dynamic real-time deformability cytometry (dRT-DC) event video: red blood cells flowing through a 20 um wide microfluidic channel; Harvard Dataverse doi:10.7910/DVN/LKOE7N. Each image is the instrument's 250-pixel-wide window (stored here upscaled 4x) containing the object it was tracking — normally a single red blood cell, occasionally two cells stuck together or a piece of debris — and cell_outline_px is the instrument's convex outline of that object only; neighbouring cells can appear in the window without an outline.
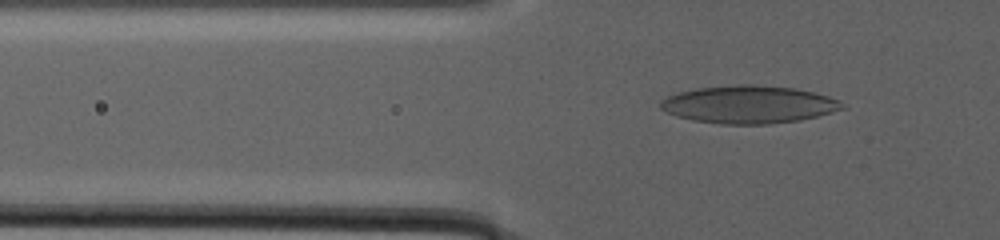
{"species": "human", "species_latin": "Homo sapiens", "temperature_condition": "warm", "stored_images_in_passage": 135, "camera_frame_rate_fps": 3000, "um_per_image_px": 0.085, "donor": {"sex": "male"}, "frame": {"image": 1, "passage_image": 57, "time_ms": 13.667, "image_size_px": [1000, 240], "cell_outline_px": [[848, 108], [800, 120], [768, 124], [720, 124], [692, 120], [676, 116], [660, 108], [660, 100], [668, 96], [680, 92], [696, 88], [736, 84], [752, 84], [792, 88], [812, 92], [828, 96], [844, 104]], "centroid_in_image_um": [63.63, 8.88], "position_along_channel_um": 62.2, "area_um2": 39.88}}
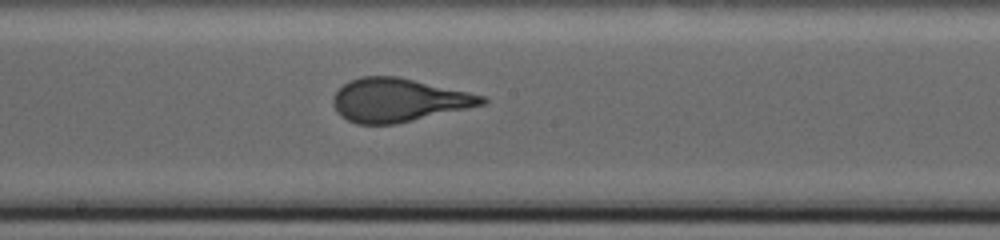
{"frame": {"image": 2, "passage_image": 91, "time_ms": 22.0, "image_size_px": [1000, 240], "cell_outline_px": [[488, 100], [484, 104], [396, 124], [356, 124], [340, 116], [336, 112], [332, 104], [332, 96], [348, 80], [360, 76], [396, 76], [468, 92], [484, 96]], "centroid_in_image_um": [33.8, 8.51], "position_along_channel_um": 214.4, "area_um2": 37.45}}
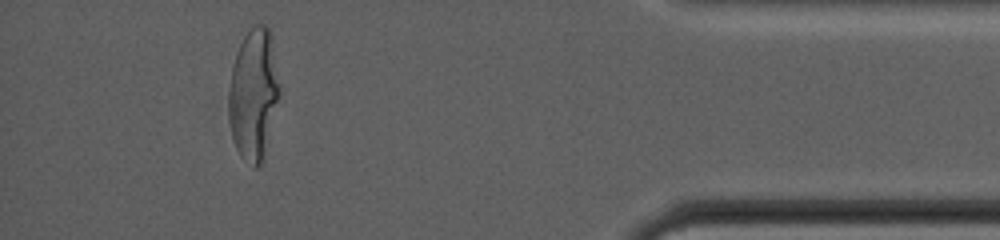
{"frame": {"image": 3, "passage_image": 124, "time_ms": 33.667, "image_size_px": [1000, 240], "cell_outline_px": [[280, 92], [264, 164], [256, 168], [252, 168], [240, 156], [236, 148], [232, 136], [228, 120], [228, 92], [232, 64], [236, 52], [244, 36], [252, 24], [264, 24], [268, 28], [272, 36], [280, 84]], "centroid_in_image_um": [21.56, 8.06], "position_along_channel_um": 413.6, "area_um2": 40.06}}